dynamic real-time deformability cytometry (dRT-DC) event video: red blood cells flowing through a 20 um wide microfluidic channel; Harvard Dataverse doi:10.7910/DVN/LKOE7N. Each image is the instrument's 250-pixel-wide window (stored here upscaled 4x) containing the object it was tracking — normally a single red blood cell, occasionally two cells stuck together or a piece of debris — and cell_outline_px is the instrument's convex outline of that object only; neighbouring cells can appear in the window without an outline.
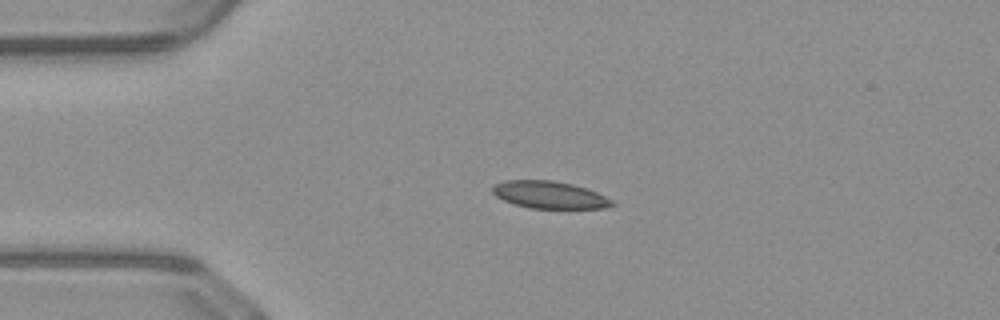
{"species": "common noctule bat (a hibernating species)", "species_latin": "Nyctalus noctula", "temperature_condition": "warm", "stored_images_in_passage": 40, "camera_frame_rate_fps": 3000, "um_per_image_px": 0.085, "animal": {"sex": "male", "body_mass_g": 23.1, "forearm_length_mm": 52.7}, "frame": {"image": 1, "passage_image": 1, "time_ms": 0.0, "image_size_px": [1000, 320], "cell_outline_px": [[616, 204], [604, 208], [528, 208], [512, 204], [496, 196], [492, 192], [492, 188], [496, 184], [504, 180], [552, 180], [572, 184], [588, 188], [612, 200]], "centroid_in_image_um": [46.69, 16.56], "position_along_channel_um": 38.3, "area_um2": 19.02}}
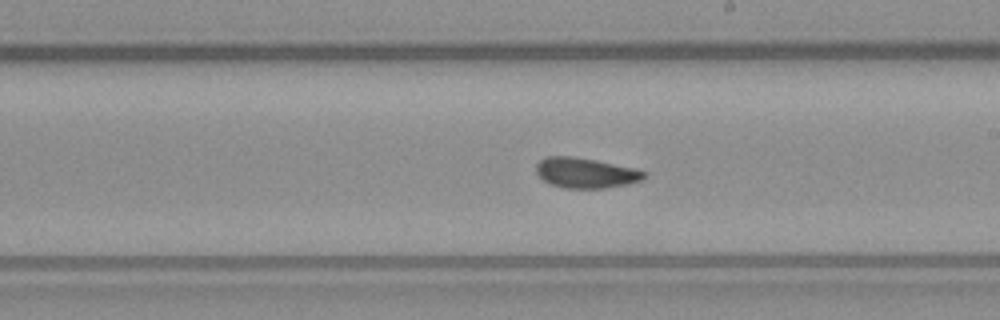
{"frame": {"image": 2, "passage_image": 18, "time_ms": 5.667, "image_size_px": [1000, 320], "cell_outline_px": [[648, 176], [640, 180], [628, 184], [604, 188], [564, 188], [548, 184], [536, 172], [536, 164], [540, 160], [548, 156], [572, 156], [596, 160], [636, 168], [648, 172]], "centroid_in_image_um": [49.8, 14.69], "position_along_channel_um": 239.2, "area_um2": 19.19}}
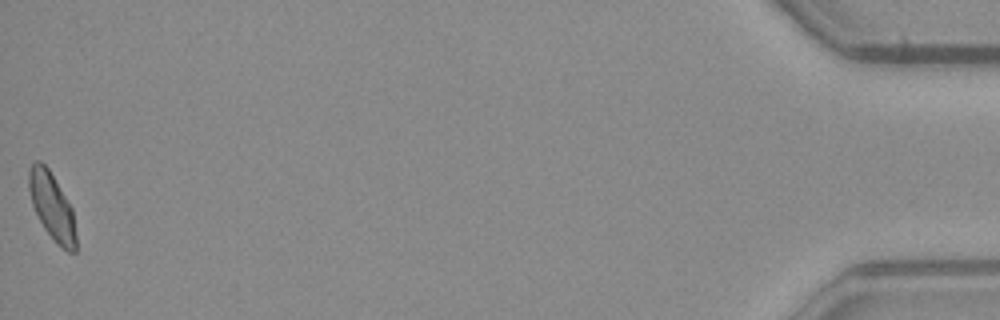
{"frame": {"image": 3, "passage_image": 40, "time_ms": 13.0, "image_size_px": [1000, 320], "cell_outline_px": [[76, 252], [68, 252], [44, 228], [32, 204], [28, 188], [28, 168], [36, 160], [40, 160], [48, 168], [72, 208], [76, 236]], "centroid_in_image_um": [4.4, 17.49], "position_along_channel_um": 430.8, "area_um2": 17.98}, "authors_computed_cell_mechanics": {"area_um2": 19.074, "velocity_mm_per_s": 4.0769, "shape_relaxation_time_tau1_ms": 4.1041, "shape_relaxation_time_tau2_ms": 1.5454, "deformation_change_tau1": 0.143, "deformation_change_tau2": 0.0724}}